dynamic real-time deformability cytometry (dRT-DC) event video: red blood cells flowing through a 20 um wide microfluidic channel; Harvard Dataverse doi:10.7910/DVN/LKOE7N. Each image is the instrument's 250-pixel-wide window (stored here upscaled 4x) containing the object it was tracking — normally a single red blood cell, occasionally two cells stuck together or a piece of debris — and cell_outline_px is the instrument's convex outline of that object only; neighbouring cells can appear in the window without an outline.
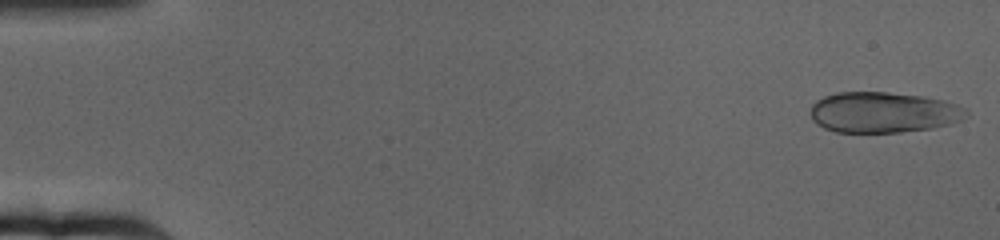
{"species": "human", "species_latin": "Homo sapiens", "temperature_condition": "cold", "stored_images_in_passage": 63, "camera_frame_rate_fps": 3000, "um_per_image_px": 0.085, "donor": {"sex": "female"}, "frame": {"image": 1, "passage_image": 1, "time_ms": 0.0, "image_size_px": [1000, 240], "cell_outline_px": [[968, 116], [964, 120], [952, 124], [932, 128], [900, 132], [836, 132], [824, 128], [816, 124], [812, 120], [808, 112], [812, 104], [816, 100], [824, 96], [836, 92], [888, 92], [924, 96], [944, 100], [968, 108]], "centroid_in_image_um": [75.1, 9.55], "position_along_channel_um": 9.9, "area_um2": 37.63}}
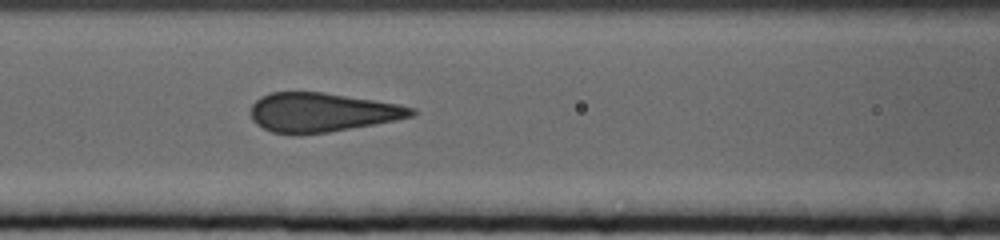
{"frame": {"image": 2, "passage_image": 27, "time_ms": 8.667, "image_size_px": [1000, 240], "cell_outline_px": [[416, 112], [412, 116], [396, 120], [328, 132], [296, 136], [272, 132], [256, 124], [252, 120], [252, 104], [260, 96], [272, 92], [320, 92], [372, 100], [396, 104], [416, 108]], "centroid_in_image_um": [27.32, 9.57], "position_along_channel_um": 139.3, "area_um2": 36.47}}
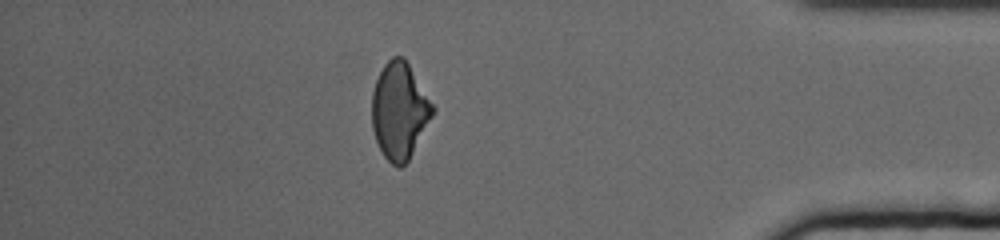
{"frame": {"image": 3, "passage_image": 55, "time_ms": 18.0, "image_size_px": [1000, 240], "cell_outline_px": [[436, 108], [432, 116], [408, 160], [400, 168], [396, 168], [384, 156], [376, 140], [372, 128], [372, 92], [376, 80], [384, 64], [392, 56], [404, 56]], "centroid_in_image_um": [33.95, 9.39], "position_along_channel_um": 401.3, "area_um2": 34.04}, "authors_computed_cell_mechanics": {"area_um2": 37.5122, "velocity_mm_per_s": 3.1779, "shape_relaxation_time_tau1_ms": 6.8844, "shape_relaxation_time_tau2_ms": null, "deformation_change_tau1": 0.1517, "deformation_change_tau2": null}}